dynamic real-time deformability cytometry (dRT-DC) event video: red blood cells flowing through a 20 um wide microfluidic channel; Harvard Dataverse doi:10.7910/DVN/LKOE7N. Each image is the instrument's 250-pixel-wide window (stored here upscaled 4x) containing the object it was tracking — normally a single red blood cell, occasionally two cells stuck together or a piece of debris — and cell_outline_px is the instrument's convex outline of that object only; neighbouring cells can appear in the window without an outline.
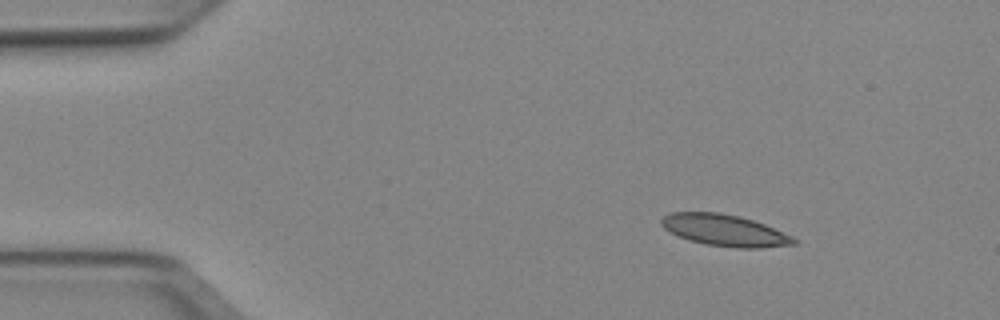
{"species": "Egyptian fruit bat (a non-hibernating species)", "species_latin": "Rousettus aegyptiacus", "temperature_condition": "cold", "stored_images_in_passage": 45, "camera_frame_rate_fps": 3000, "um_per_image_px": 0.085, "animal": {"sex": "female"}, "frame": {"image": 1, "passage_image": 1, "time_ms": 0.0, "image_size_px": [1000, 320], "cell_outline_px": [[800, 240], [796, 244], [760, 248], [736, 248], [704, 244], [688, 240], [664, 228], [660, 224], [660, 220], [664, 216], [672, 212], [720, 212], [752, 220], [764, 224], [792, 236]], "centroid_in_image_um": [61.61, 19.58], "position_along_channel_um": 23.4, "area_um2": 24.28}}
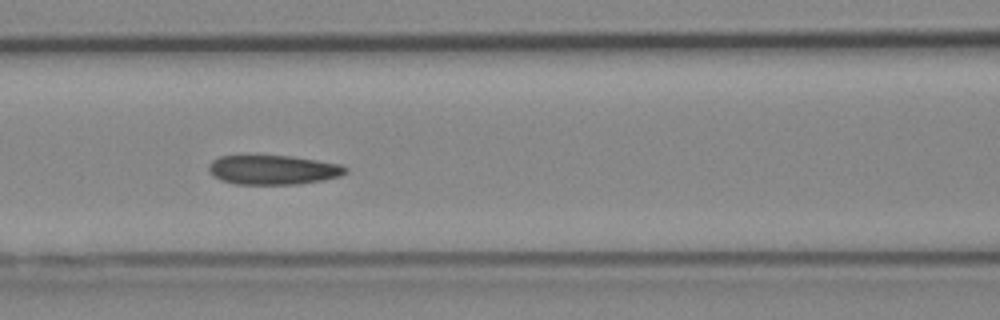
{"frame": {"image": 2, "passage_image": 16, "time_ms": 5.0, "image_size_px": [1000, 320], "cell_outline_px": [[348, 172], [340, 176], [324, 180], [300, 184], [236, 184], [220, 180], [212, 176], [208, 172], [208, 164], [212, 160], [220, 156], [292, 156], [340, 164], [348, 168]], "centroid_in_image_um": [23.2, 14.44], "position_along_channel_um": 143.4, "area_um2": 23.58}}
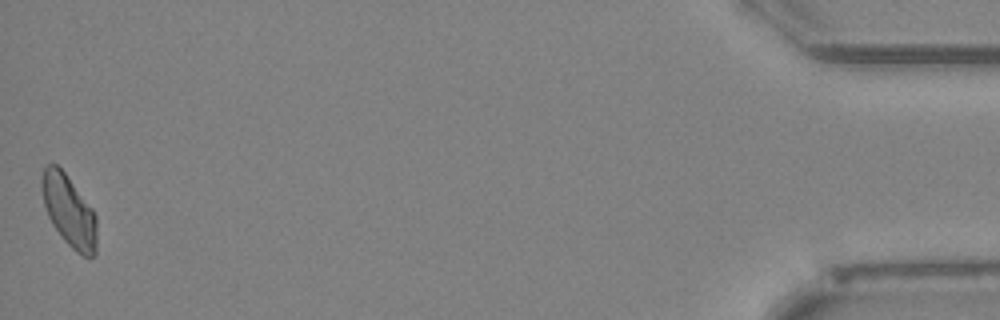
{"frame": {"image": 3, "passage_image": 45, "time_ms": 14.667, "image_size_px": [1000, 320], "cell_outline_px": [[96, 252], [92, 256], [84, 256], [76, 252], [64, 240], [52, 224], [48, 216], [44, 204], [40, 188], [40, 180], [44, 168], [48, 164], [56, 164], [64, 172], [92, 208], [96, 216]], "centroid_in_image_um": [5.84, 17.92], "position_along_channel_um": 429.4, "area_um2": 22.77}, "authors_computed_cell_mechanics": {"area_um2": 23.8136, "velocity_mm_per_s": 3.9126, "shape_relaxation_time_tau1_ms": null, "shape_relaxation_time_tau2_ms": 4.6612, "deformation_change_tau1": null, "deformation_change_tau2": 0.113}}